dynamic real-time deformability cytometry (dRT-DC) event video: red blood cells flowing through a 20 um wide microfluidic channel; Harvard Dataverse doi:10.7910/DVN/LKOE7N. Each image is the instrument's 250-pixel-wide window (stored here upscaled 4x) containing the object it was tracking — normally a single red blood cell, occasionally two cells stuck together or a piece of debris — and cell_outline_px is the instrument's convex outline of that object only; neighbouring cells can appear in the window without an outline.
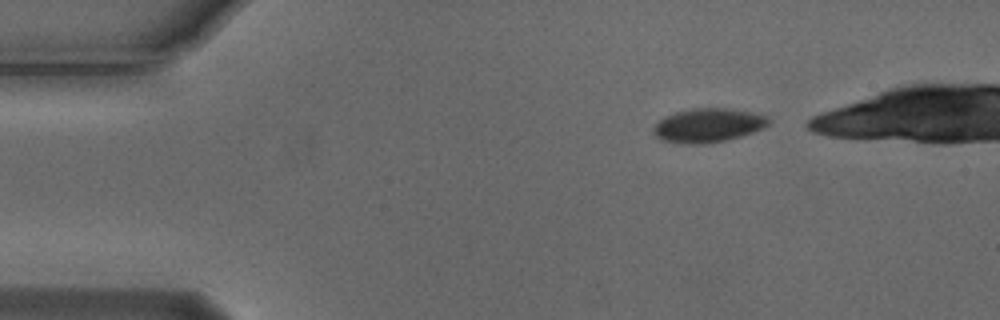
{"species": "Egyptian fruit bat (a non-hibernating species)", "species_latin": "Rousettus aegyptiacus", "temperature_condition": "cold", "stored_images_in_passage": 4, "camera_frame_rate_fps": 3000, "um_per_image_px": 0.085, "animal": {"sex": "male"}, "frame": {"image": 1, "passage_image": 1, "time_ms": 0.0, "image_size_px": [1000, 320], "cell_outline_px": [[772, 120], [764, 128], [728, 140], [704, 144], [684, 144], [660, 140], [652, 132], [652, 128], [660, 120], [676, 112], [692, 108], [724, 108], [752, 112], [768, 116]], "centroid_in_image_um": [60.2, 10.66], "position_along_channel_um": 24.8, "area_um2": 22.83}}